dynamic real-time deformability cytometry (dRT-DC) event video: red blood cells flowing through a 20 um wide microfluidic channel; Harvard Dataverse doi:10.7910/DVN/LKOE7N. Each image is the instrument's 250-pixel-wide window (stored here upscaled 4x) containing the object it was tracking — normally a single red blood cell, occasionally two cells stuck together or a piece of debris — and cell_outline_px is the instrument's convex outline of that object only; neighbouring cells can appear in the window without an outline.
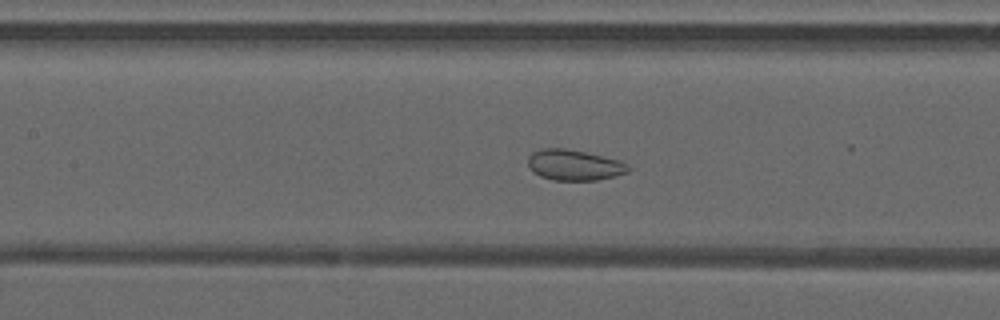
{"species": "common noctule bat (a hibernating species)", "species_latin": "Nyctalus noctula", "temperature_condition": "warm", "stored_images_in_passage": 47, "camera_frame_rate_fps": 3000, "um_per_image_px": 0.085, "animal": {"sex": "male", "forearm_length_mm": 52.5}, "frame": {"image": 1, "passage_image": 21, "time_ms": 6.667, "image_size_px": [1000, 320], "cell_outline_px": [[632, 168], [628, 172], [616, 176], [596, 180], [552, 180], [540, 176], [532, 172], [528, 168], [528, 156], [532, 152], [540, 148], [564, 148], [584, 152], [620, 160], [628, 164]], "centroid_in_image_um": [48.79, 14.03], "position_along_channel_um": 158.6, "area_um2": 18.15}}
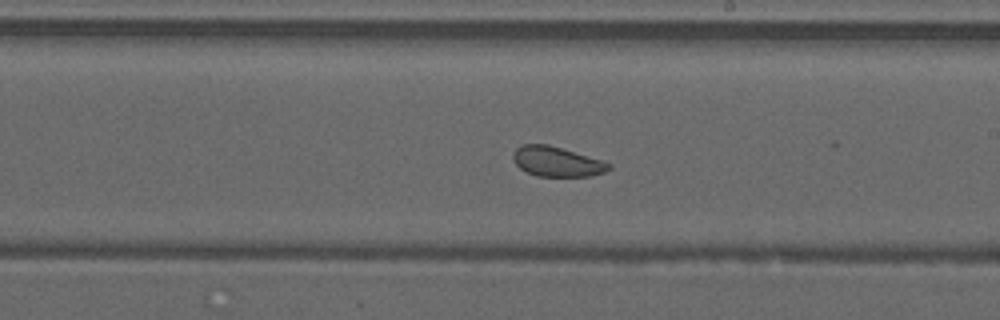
{"frame": {"image": 2, "passage_image": 27, "time_ms": 8.667, "image_size_px": [1000, 320], "cell_outline_px": [[612, 168], [604, 172], [592, 176], [536, 176], [520, 168], [512, 160], [512, 152], [516, 148], [524, 144], [548, 144], [600, 160], [612, 164]], "centroid_in_image_um": [47.3, 13.74], "position_along_channel_um": 241.7, "area_um2": 16.59}}
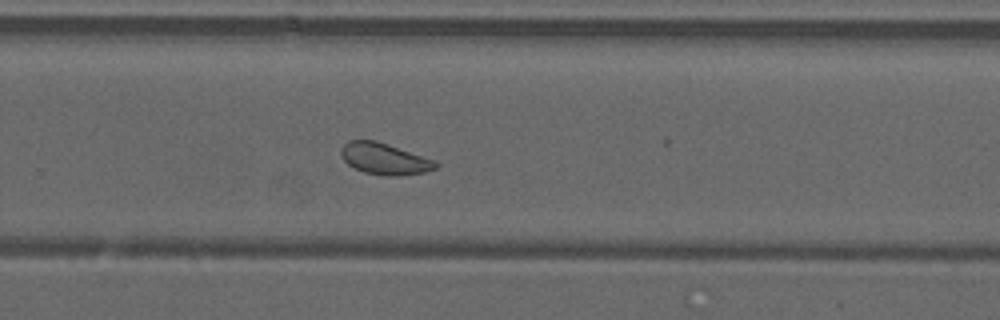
{"frame": {"image": 3, "passage_image": 31, "time_ms": 10.0, "image_size_px": [1000, 320], "cell_outline_px": [[440, 164], [436, 168], [424, 172], [400, 176], [384, 176], [364, 172], [348, 164], [344, 160], [340, 152], [340, 148], [348, 140], [376, 140], [436, 160]], "centroid_in_image_um": [32.7, 13.5], "position_along_channel_um": 297.1, "area_um2": 17.46}, "authors_computed_cell_mechanics": {"area_um2": 19.7098, "velocity_mm_per_s": 4.1874, "shape_relaxation_time_tau1_ms": null, "shape_relaxation_time_tau2_ms": 1.2987, "deformation_change_tau1": null, "deformation_change_tau2": 0.0755}}